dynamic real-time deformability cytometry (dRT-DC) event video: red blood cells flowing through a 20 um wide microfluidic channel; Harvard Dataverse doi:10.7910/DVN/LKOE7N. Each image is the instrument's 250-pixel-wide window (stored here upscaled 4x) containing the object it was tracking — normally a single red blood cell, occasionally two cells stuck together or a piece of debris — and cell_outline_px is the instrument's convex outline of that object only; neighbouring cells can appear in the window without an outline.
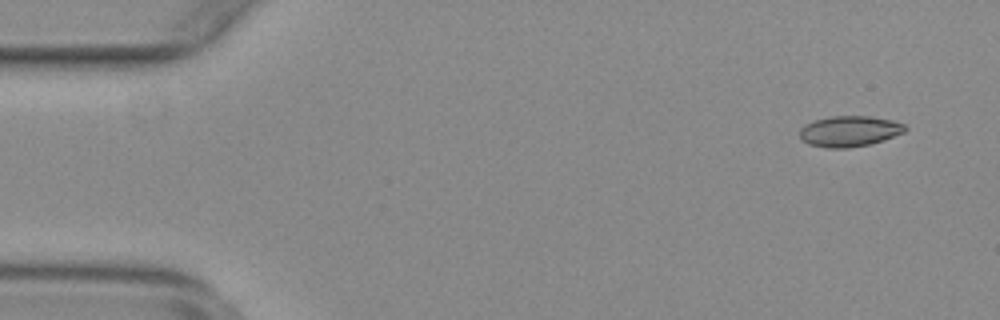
{"species": "common noctule bat (a hibernating species)", "species_latin": "Nyctalus noctula", "temperature_condition": "warm", "stored_images_in_passage": 55, "camera_frame_rate_fps": 3000, "um_per_image_px": 0.085, "animal": {"sex": "female", "body_mass_g": 29.2, "forearm_length_mm": 56.3}, "frame": {"image": 1, "passage_image": 4, "time_ms": 1.0, "image_size_px": [1000, 320], "cell_outline_px": [[908, 128], [904, 132], [884, 140], [868, 144], [848, 148], [828, 148], [808, 144], [800, 140], [800, 128], [804, 124], [816, 120], [832, 116], [868, 116], [892, 120], [904, 124]], "centroid_in_image_um": [72.18, 11.16], "position_along_channel_um": 12.8, "area_um2": 18.9}}
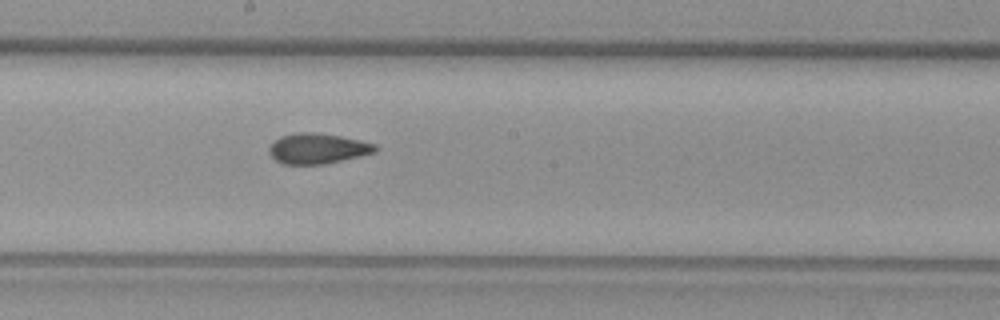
{"frame": {"image": 2, "passage_image": 30, "time_ms": 9.667, "image_size_px": [1000, 320], "cell_outline_px": [[376, 152], [360, 156], [324, 164], [280, 164], [268, 152], [268, 148], [280, 136], [296, 132], [312, 132], [340, 136], [360, 140], [376, 144]], "centroid_in_image_um": [26.98, 12.62], "position_along_channel_um": 221.2, "area_um2": 18.73}}
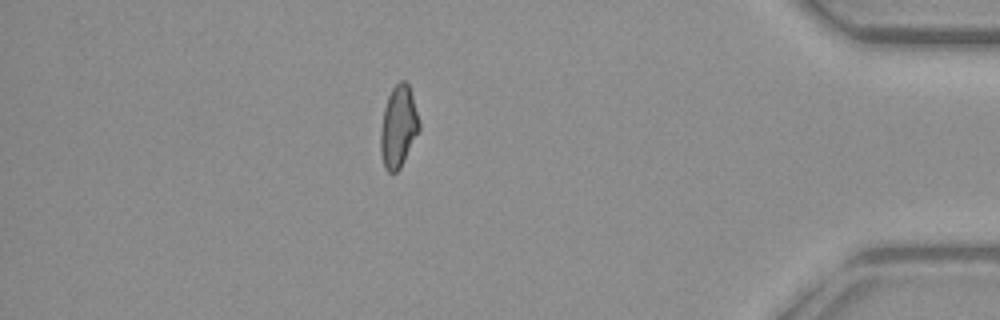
{"frame": {"image": 3, "passage_image": 48, "time_ms": 15.667, "image_size_px": [1000, 320], "cell_outline_px": [[420, 128], [400, 168], [396, 172], [388, 172], [384, 168], [380, 152], [380, 128], [384, 108], [388, 96], [392, 88], [400, 80], [404, 80], [408, 84], [420, 120]], "centroid_in_image_um": [33.85, 10.77], "position_along_channel_um": 401.4, "area_um2": 18.38}, "authors_computed_cell_mechanics": {"area_um2": 18.6116, "velocity_mm_per_s": 3.7719, "shape_relaxation_time_tau1_ms": null, "shape_relaxation_time_tau2_ms": 1.8038, "deformation_change_tau1": null, "deformation_change_tau2": 0.07}}